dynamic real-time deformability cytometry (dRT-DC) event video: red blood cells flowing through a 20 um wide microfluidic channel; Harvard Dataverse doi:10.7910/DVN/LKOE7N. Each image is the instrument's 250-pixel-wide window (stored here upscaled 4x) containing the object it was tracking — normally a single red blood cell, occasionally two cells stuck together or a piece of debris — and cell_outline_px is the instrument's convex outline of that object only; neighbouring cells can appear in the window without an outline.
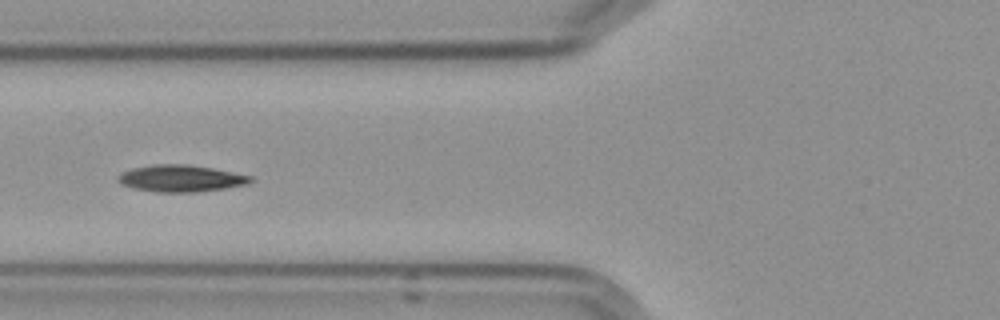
{"species": "Egyptian fruit bat (a non-hibernating species)", "species_latin": "Rousettus aegyptiacus", "temperature_condition": "cold", "stored_images_in_passage": 14, "camera_frame_rate_fps": 3000, "um_per_image_px": 0.085, "frame": {"image": 1, "passage_image": 5, "time_ms": 5.667, "image_size_px": [1000, 320], "cell_outline_px": [[252, 180], [248, 184], [224, 188], [196, 192], [156, 192], [132, 188], [120, 184], [116, 180], [116, 176], [120, 172], [132, 168], [152, 164], [188, 164], [212, 168], [252, 176]], "centroid_in_image_um": [15.29, 15.16], "position_along_channel_um": 110.5, "area_um2": 20.87}}
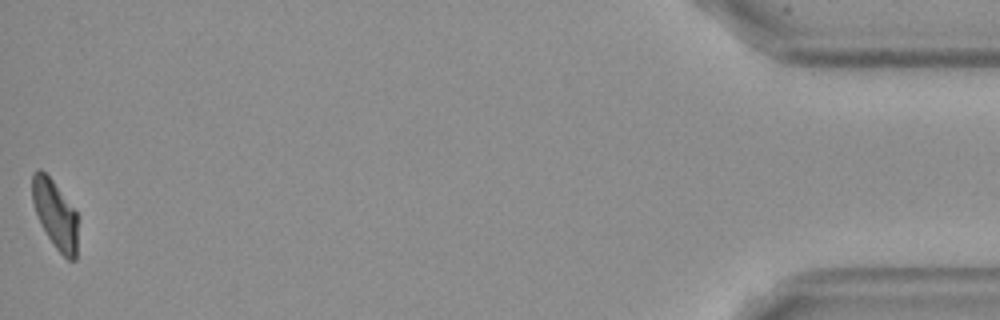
{"frame": {"image": 2, "passage_image": 14, "time_ms": 17.0, "image_size_px": [1000, 320], "cell_outline_px": [[76, 260], [68, 260], [56, 248], [40, 224], [32, 200], [32, 176], [40, 168], [52, 180], [76, 212]], "centroid_in_image_um": [4.67, 18.22], "position_along_channel_um": 430.5, "area_um2": 17.57}, "authors_computed_cell_mechanics": {"area_um2": 20.0277, "velocity_mm_per_s": 3.5993, "shape_relaxation_time_tau1_ms": 4.3585, "shape_relaxation_time_tau2_ms": null, "deformation_change_tau1": 0.1076, "deformation_change_tau2": null}}